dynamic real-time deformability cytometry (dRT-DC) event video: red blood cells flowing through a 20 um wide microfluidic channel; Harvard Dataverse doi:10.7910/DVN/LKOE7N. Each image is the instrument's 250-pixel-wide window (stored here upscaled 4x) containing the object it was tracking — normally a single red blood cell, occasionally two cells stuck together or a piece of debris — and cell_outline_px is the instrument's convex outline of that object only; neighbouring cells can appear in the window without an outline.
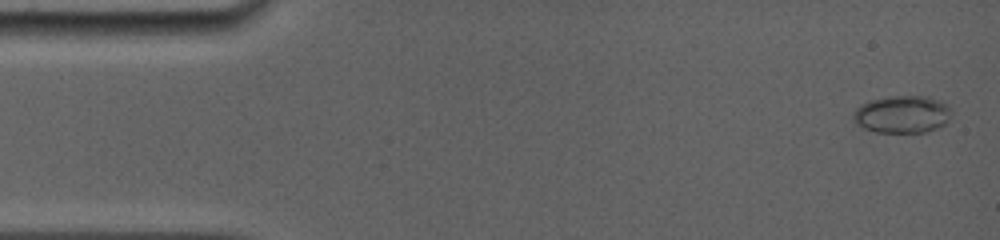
{"species": "common noctule bat (a hibernating species)", "species_latin": "Nyctalus noctula", "temperature_condition": "room temperature", "stored_images_in_passage": 6, "camera_frame_rate_fps": 5000, "um_per_image_px": 0.085, "animal": {"sex": "female", "body_mass_g": 19.0, "forearm_length_mm": 56.7}, "frame": {"image": 1, "passage_image": 1, "time_ms": 0.0, "image_size_px": [1000, 240], "cell_outline_px": [[952, 112], [948, 120], [940, 128], [924, 132], [876, 132], [864, 128], [856, 124], [852, 120], [852, 112], [860, 104], [868, 100], [888, 96], [928, 96], [940, 100], [948, 104]], "centroid_in_image_um": [76.67, 9.7], "position_along_channel_um": 8.3, "area_um2": 21.85}}
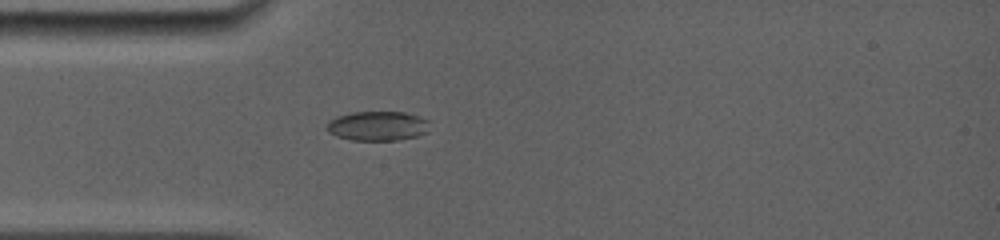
{"frame": {"image": 2, "passage_image": 6, "time_ms": 4.0, "image_size_px": [1000, 240], "cell_outline_px": [[432, 120], [428, 132], [416, 136], [396, 140], [352, 140], [336, 136], [328, 132], [324, 128], [328, 120], [336, 116], [352, 112], [404, 112]], "centroid_in_image_um": [32.1, 10.7], "position_along_channel_um": 52.9, "area_um2": 18.03}}